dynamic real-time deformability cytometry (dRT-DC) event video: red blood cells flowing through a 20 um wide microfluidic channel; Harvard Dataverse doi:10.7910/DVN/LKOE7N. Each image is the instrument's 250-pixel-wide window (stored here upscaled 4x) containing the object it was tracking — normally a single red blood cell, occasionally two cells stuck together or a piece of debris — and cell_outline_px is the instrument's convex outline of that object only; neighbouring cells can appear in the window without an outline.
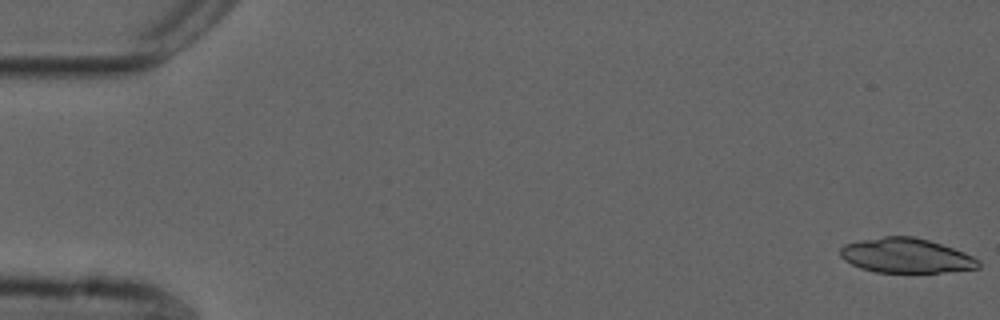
{"species": "common noctule bat (a hibernating species)", "species_latin": "Nyctalus noctula", "temperature_condition": "cold", "stored_images_in_passage": 54, "camera_frame_rate_fps": 3000, "um_per_image_px": 0.085, "animal": {"sex": "male", "forearm_length_mm": 52.5}, "frame": {"image": 1, "passage_image": 1, "time_ms": 0.0, "image_size_px": [1000, 320], "cell_outline_px": [[980, 268], [940, 272], [876, 272], [860, 268], [844, 260], [840, 256], [840, 248], [844, 244], [860, 240], [884, 236], [912, 236], [928, 240], [964, 252], [980, 260]], "centroid_in_image_um": [77.0, 21.72], "position_along_channel_um": 8.0, "area_um2": 27.8}}